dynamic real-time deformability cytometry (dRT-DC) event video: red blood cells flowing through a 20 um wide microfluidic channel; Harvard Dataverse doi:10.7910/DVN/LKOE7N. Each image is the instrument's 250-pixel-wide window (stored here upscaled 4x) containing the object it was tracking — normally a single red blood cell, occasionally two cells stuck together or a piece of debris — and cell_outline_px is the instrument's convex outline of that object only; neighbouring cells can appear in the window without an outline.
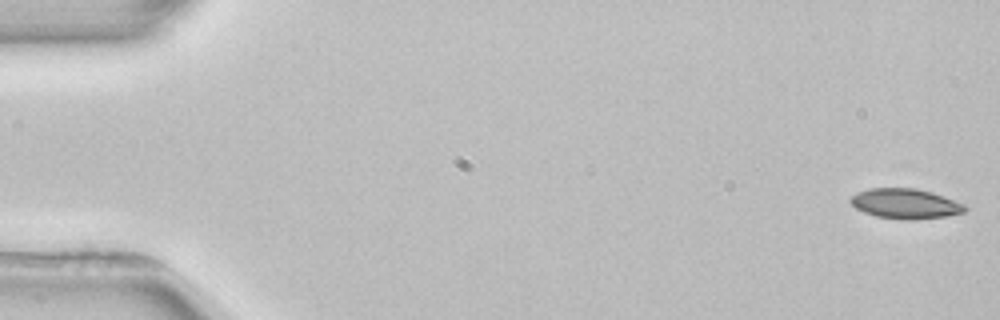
{"species": "common noctule bat (a hibernating species)", "species_latin": "Nyctalus noctula", "temperature_condition": "room temperature", "stored_images_in_passage": 5, "segment_of_instrument_passage": [1, 2], "camera_frame_rate_fps": 3000, "um_per_image_px": 0.085, "animal": {"sex": "female", "body_mass_g": 22.7, "forearm_length_mm": 54.2}, "frame": {"image": 1, "passage_image": 1, "time_ms": 0.0, "image_size_px": [1000, 320], "cell_outline_px": [[968, 208], [964, 212], [948, 216], [904, 220], [876, 216], [864, 212], [856, 208], [848, 200], [856, 192], [868, 188], [916, 188], [932, 192], [964, 204]], "centroid_in_image_um": [76.94, 17.3], "position_along_channel_um": 8.1, "area_um2": 20.0}}
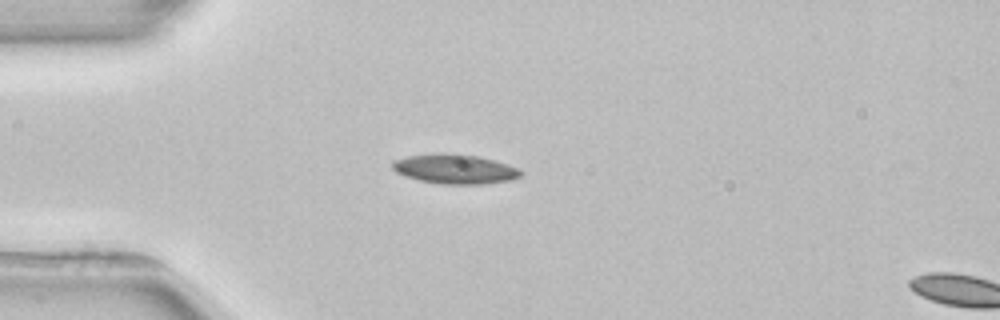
{"frame": {"image": 2, "passage_image": 4, "time_ms": 4.333, "image_size_px": [1000, 320], "cell_outline_px": [[520, 176], [508, 180], [484, 184], [440, 184], [420, 180], [404, 176], [396, 172], [392, 168], [392, 160], [408, 156], [476, 156], [508, 164], [516, 168], [520, 172]], "centroid_in_image_um": [38.63, 14.42], "position_along_channel_um": 46.4, "area_um2": 20.92}}